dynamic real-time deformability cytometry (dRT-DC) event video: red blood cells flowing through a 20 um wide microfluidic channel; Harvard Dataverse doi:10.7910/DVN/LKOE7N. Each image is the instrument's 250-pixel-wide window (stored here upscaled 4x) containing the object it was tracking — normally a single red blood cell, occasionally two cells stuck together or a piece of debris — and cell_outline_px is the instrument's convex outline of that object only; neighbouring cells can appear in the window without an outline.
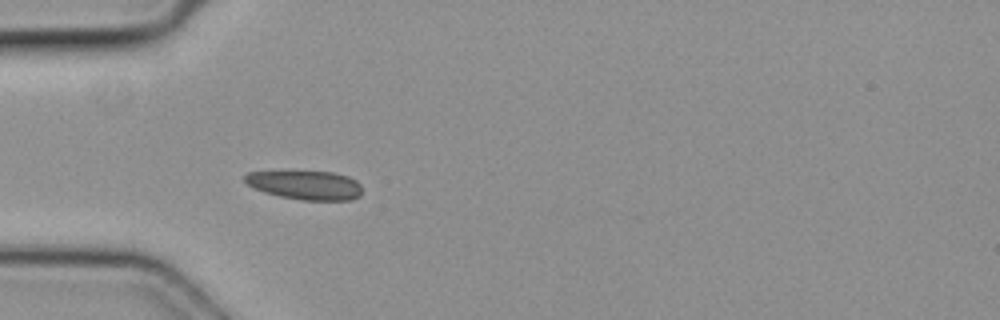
{"species": "common noctule bat (a hibernating species)", "species_latin": "Nyctalus noctula", "temperature_condition": "cold", "stored_images_in_passage": 1, "camera_frame_rate_fps": 3000, "um_per_image_px": 0.085, "animal": {"sex": "female", "body_mass_g": 19.3, "forearm_length_mm": 54.1}, "frame": {"image": 1, "passage_image": 1, "time_ms": 0.0, "image_size_px": [1000, 320], "cell_outline_px": [[360, 196], [352, 200], [300, 200], [280, 196], [264, 192], [252, 188], [244, 180], [244, 176], [248, 172], [288, 168], [332, 172], [348, 176], [356, 180], [360, 184]], "centroid_in_image_um": [25.89, 15.67], "position_along_channel_um": 59.1, "area_um2": 20.87}}